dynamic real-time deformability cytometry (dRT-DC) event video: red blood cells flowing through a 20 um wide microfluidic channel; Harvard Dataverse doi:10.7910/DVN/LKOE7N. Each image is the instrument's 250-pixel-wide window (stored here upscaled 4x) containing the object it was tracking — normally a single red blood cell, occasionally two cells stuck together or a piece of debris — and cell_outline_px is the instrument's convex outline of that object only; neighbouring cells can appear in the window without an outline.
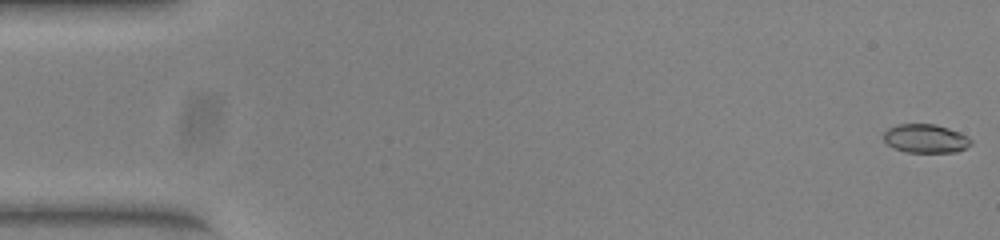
{"species": "common noctule bat (a hibernating species)", "species_latin": "Nyctalus noctula", "temperature_condition": "warm", "stored_images_in_passage": 52, "camera_frame_rate_fps": 3000, "um_per_image_px": 0.085, "animal": {"sex": "female", "body_mass_g": 23.0, "forearm_length_mm": 53.4}, "frame": {"image": 1, "passage_image": 1, "time_ms": 0.0, "image_size_px": [1000, 240], "cell_outline_px": [[972, 144], [956, 152], [908, 152], [892, 148], [884, 140], [884, 132], [888, 128], [896, 124], [936, 124], [960, 132], [968, 136], [972, 140]], "centroid_in_image_um": [78.68, 11.77], "position_along_channel_um": 6.3, "area_um2": 14.68}}
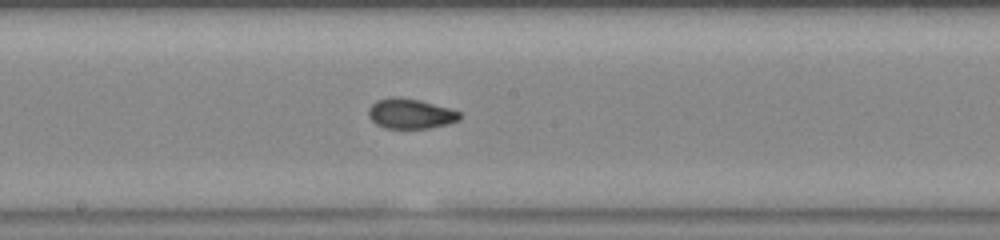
{"frame": {"image": 2, "passage_image": 28, "time_ms": 9.0, "image_size_px": [1000, 240], "cell_outline_px": [[460, 120], [448, 124], [428, 128], [384, 128], [376, 124], [368, 116], [368, 108], [376, 100], [392, 96], [420, 100], [448, 108], [460, 112]], "centroid_in_image_um": [34.86, 9.66], "position_along_channel_um": 213.3, "area_um2": 15.95}}
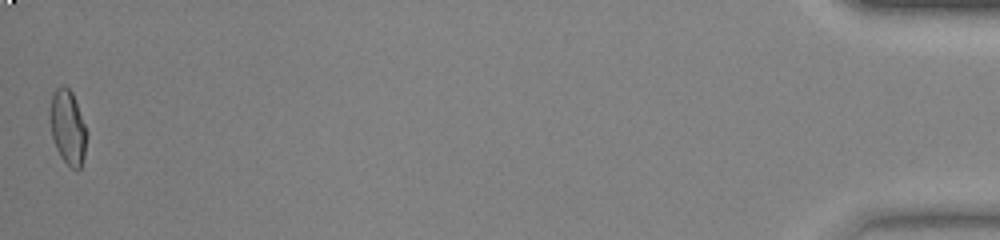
{"frame": {"image": 3, "passage_image": 52, "time_ms": 17.0, "image_size_px": [1000, 240], "cell_outline_px": [[88, 132], [84, 156], [80, 168], [76, 172], [60, 156], [56, 148], [52, 136], [52, 96], [56, 88], [60, 84], [64, 84], [72, 92]], "centroid_in_image_um": [5.81, 10.84], "position_along_channel_um": 429.4, "area_um2": 15.61}, "authors_computed_cell_mechanics": {"area_um2": 15.7505, "velocity_mm_per_s": 3.9587, "shape_relaxation_time_tau1_ms": 9.4676, "shape_relaxation_time_tau2_ms": 1.0734, "deformation_change_tau1": 0.2851, "deformation_change_tau2": 0.045}}